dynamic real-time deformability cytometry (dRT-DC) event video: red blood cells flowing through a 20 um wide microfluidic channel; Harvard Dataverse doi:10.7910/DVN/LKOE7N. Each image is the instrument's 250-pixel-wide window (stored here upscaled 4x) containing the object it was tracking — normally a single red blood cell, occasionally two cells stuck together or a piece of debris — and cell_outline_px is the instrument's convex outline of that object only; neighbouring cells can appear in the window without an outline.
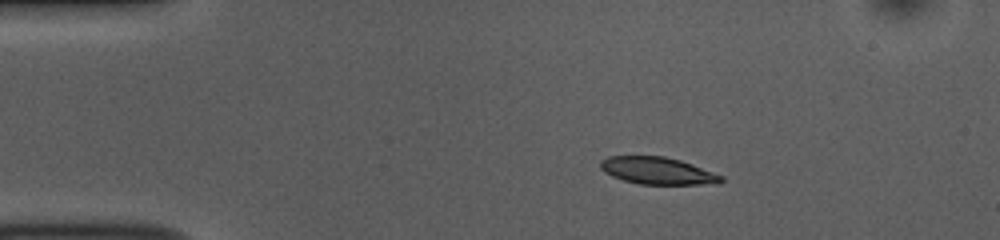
{"species": "common noctule bat (a hibernating species)", "species_latin": "Nyctalus noctula", "temperature_condition": "room temperature", "stored_images_in_passage": 45, "camera_frame_rate_fps": 3000, "um_per_image_px": 0.085, "animal": {"sex": "female", "body_mass_g": 10.0, "forearm_length_mm": 53.1}, "frame": {"image": 1, "passage_image": 1, "time_ms": 0.0, "image_size_px": [1000, 240], "cell_outline_px": [[724, 180], [716, 184], [640, 184], [624, 180], [612, 176], [604, 172], [600, 168], [600, 160], [608, 156], [664, 156], [680, 160], [692, 164], [724, 176]], "centroid_in_image_um": [55.89, 14.51], "position_along_channel_um": 29.1, "area_um2": 19.13}}
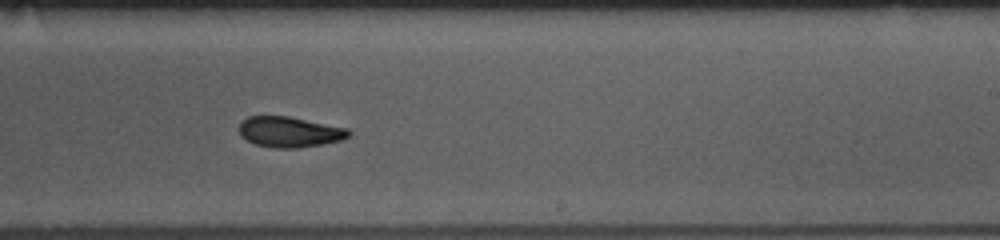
{"frame": {"image": 2, "passage_image": 24, "time_ms": 7.667, "image_size_px": [1000, 240], "cell_outline_px": [[352, 132], [348, 136], [340, 140], [324, 144], [300, 148], [276, 148], [256, 144], [240, 136], [240, 120], [248, 116], [288, 116], [348, 128]], "centroid_in_image_um": [24.61, 11.21], "position_along_channel_um": 264.4, "area_um2": 19.54}}
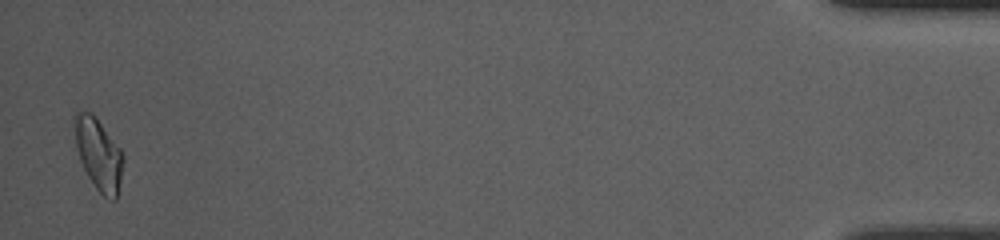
{"frame": {"image": 3, "passage_image": 44, "time_ms": 14.333, "image_size_px": [1000, 240], "cell_outline_px": [[124, 160], [116, 200], [112, 200], [104, 196], [96, 188], [88, 176], [80, 160], [76, 148], [72, 124], [72, 116], [76, 112], [92, 112], [120, 148], [124, 156]], "centroid_in_image_um": [8.34, 13.06], "position_along_channel_um": 426.9, "area_um2": 20.4}, "authors_computed_cell_mechanics": {"area_um2": 19.8254, "velocity_mm_per_s": 3.754, "shape_relaxation_time_tau1_ms": 3.8259, "shape_relaxation_time_tau2_ms": 3.3666, "deformation_change_tau1": 0.1273, "deformation_change_tau2": 0.0928}}